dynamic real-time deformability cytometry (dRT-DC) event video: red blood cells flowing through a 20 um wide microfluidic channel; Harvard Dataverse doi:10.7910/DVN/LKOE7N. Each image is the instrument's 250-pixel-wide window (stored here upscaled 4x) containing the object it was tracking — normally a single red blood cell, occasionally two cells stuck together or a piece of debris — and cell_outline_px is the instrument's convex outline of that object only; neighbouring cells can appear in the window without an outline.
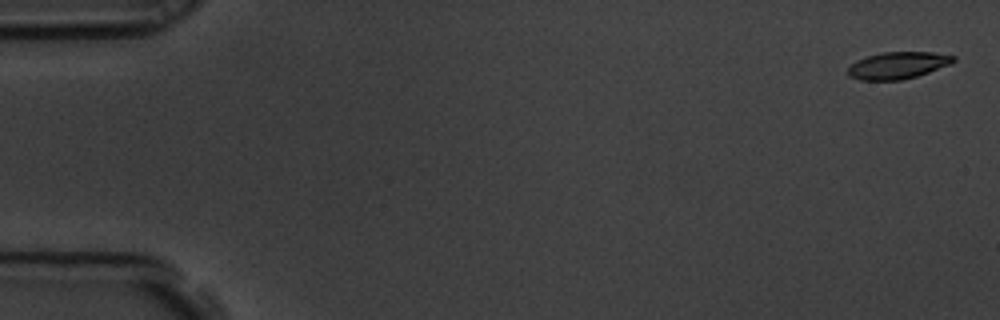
{"species": "common noctule bat (a hibernating species)", "species_latin": "Nyctalus noctula", "temperature_condition": "room temperature", "stored_images_in_passage": 57, "camera_frame_rate_fps": 3000, "um_per_image_px": 0.085, "animal": {"sex": "male", "body_mass_g": 19.5, "forearm_length_mm": 54.6}, "frame": {"image": 1, "passage_image": 1, "time_ms": 0.0, "image_size_px": [1000, 320], "cell_outline_px": [[956, 60], [952, 64], [916, 76], [900, 80], [860, 80], [848, 76], [848, 68], [856, 60], [868, 56], [884, 52], [932, 52], [956, 56]], "centroid_in_image_um": [76.33, 5.55], "position_along_channel_um": 8.7, "area_um2": 16.53}}
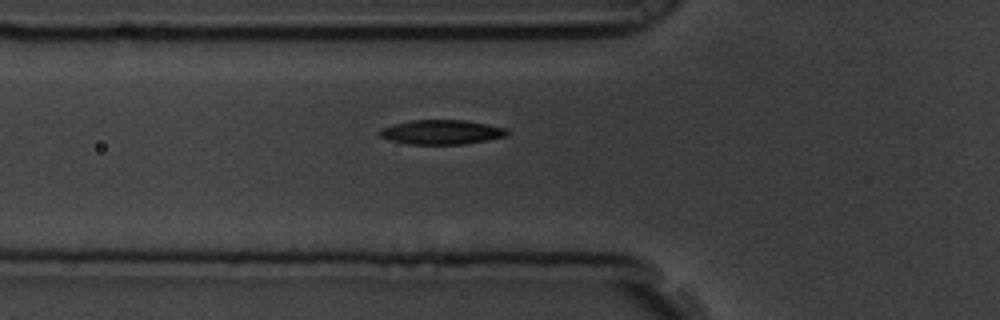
{"frame": {"image": 2, "passage_image": 20, "time_ms": 6.333, "image_size_px": [1000, 320], "cell_outline_px": [[508, 132], [504, 136], [488, 140], [464, 144], [408, 144], [388, 140], [380, 136], [376, 132], [380, 128], [392, 124], [412, 120], [464, 120], [508, 128]], "centroid_in_image_um": [37.47, 11.23], "position_along_channel_um": 88.3, "area_um2": 18.26}}
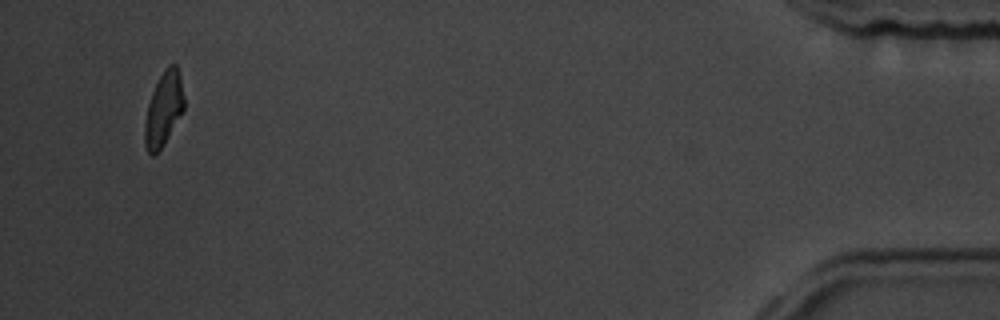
{"frame": {"image": 3, "passage_image": 55, "time_ms": 18.0, "image_size_px": [1000, 320], "cell_outline_px": [[184, 108], [164, 144], [152, 156], [148, 152], [144, 144], [144, 124], [148, 104], [152, 92], [164, 68], [168, 64], [176, 64], [180, 76], [184, 96]], "centroid_in_image_um": [13.9, 9.25], "position_along_channel_um": 421.3, "area_um2": 16.76}, "authors_computed_cell_mechanics": {"area_um2": 17.918, "velocity_mm_per_s": 3.5277, "shape_relaxation_time_tau1_ms": 3.71, "shape_relaxation_time_tau2_ms": 3.4619, "deformation_change_tau1": 0.1425, "deformation_change_tau2": 0.0989}}